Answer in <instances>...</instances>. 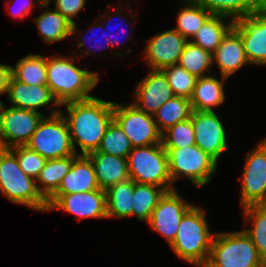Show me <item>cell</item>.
Wrapping results in <instances>:
<instances>
[{
  "label": "cell",
  "instance_id": "17",
  "mask_svg": "<svg viewBox=\"0 0 266 267\" xmlns=\"http://www.w3.org/2000/svg\"><path fill=\"white\" fill-rule=\"evenodd\" d=\"M134 92L132 104L152 116L166 101L175 96L164 72L153 69L138 82Z\"/></svg>",
  "mask_w": 266,
  "mask_h": 267
},
{
  "label": "cell",
  "instance_id": "26",
  "mask_svg": "<svg viewBox=\"0 0 266 267\" xmlns=\"http://www.w3.org/2000/svg\"><path fill=\"white\" fill-rule=\"evenodd\" d=\"M134 181L130 178L108 188L106 193L107 218L132 217Z\"/></svg>",
  "mask_w": 266,
  "mask_h": 267
},
{
  "label": "cell",
  "instance_id": "45",
  "mask_svg": "<svg viewBox=\"0 0 266 267\" xmlns=\"http://www.w3.org/2000/svg\"><path fill=\"white\" fill-rule=\"evenodd\" d=\"M261 267H266V260L265 261H263V263H262V266Z\"/></svg>",
  "mask_w": 266,
  "mask_h": 267
},
{
  "label": "cell",
  "instance_id": "44",
  "mask_svg": "<svg viewBox=\"0 0 266 267\" xmlns=\"http://www.w3.org/2000/svg\"><path fill=\"white\" fill-rule=\"evenodd\" d=\"M41 1V3H51L52 2V0H40Z\"/></svg>",
  "mask_w": 266,
  "mask_h": 267
},
{
  "label": "cell",
  "instance_id": "19",
  "mask_svg": "<svg viewBox=\"0 0 266 267\" xmlns=\"http://www.w3.org/2000/svg\"><path fill=\"white\" fill-rule=\"evenodd\" d=\"M213 65L217 64L220 76L229 78L245 65H250L240 35L232 28L212 54Z\"/></svg>",
  "mask_w": 266,
  "mask_h": 267
},
{
  "label": "cell",
  "instance_id": "37",
  "mask_svg": "<svg viewBox=\"0 0 266 267\" xmlns=\"http://www.w3.org/2000/svg\"><path fill=\"white\" fill-rule=\"evenodd\" d=\"M10 150L16 155L21 170L36 180L44 167L46 159L26 145L12 147Z\"/></svg>",
  "mask_w": 266,
  "mask_h": 267
},
{
  "label": "cell",
  "instance_id": "1",
  "mask_svg": "<svg viewBox=\"0 0 266 267\" xmlns=\"http://www.w3.org/2000/svg\"><path fill=\"white\" fill-rule=\"evenodd\" d=\"M63 114L69 128L74 151L78 155H87L96 151L109 124L113 120L114 102L92 97L82 101L65 104ZM80 148L81 152L77 149Z\"/></svg>",
  "mask_w": 266,
  "mask_h": 267
},
{
  "label": "cell",
  "instance_id": "32",
  "mask_svg": "<svg viewBox=\"0 0 266 267\" xmlns=\"http://www.w3.org/2000/svg\"><path fill=\"white\" fill-rule=\"evenodd\" d=\"M212 15L228 17L233 21L258 11L253 0H196Z\"/></svg>",
  "mask_w": 266,
  "mask_h": 267
},
{
  "label": "cell",
  "instance_id": "35",
  "mask_svg": "<svg viewBox=\"0 0 266 267\" xmlns=\"http://www.w3.org/2000/svg\"><path fill=\"white\" fill-rule=\"evenodd\" d=\"M175 96L191 99L197 78L179 64L162 69Z\"/></svg>",
  "mask_w": 266,
  "mask_h": 267
},
{
  "label": "cell",
  "instance_id": "21",
  "mask_svg": "<svg viewBox=\"0 0 266 267\" xmlns=\"http://www.w3.org/2000/svg\"><path fill=\"white\" fill-rule=\"evenodd\" d=\"M95 170L87 155H78L70 171L63 177L53 194H72L99 190Z\"/></svg>",
  "mask_w": 266,
  "mask_h": 267
},
{
  "label": "cell",
  "instance_id": "7",
  "mask_svg": "<svg viewBox=\"0 0 266 267\" xmlns=\"http://www.w3.org/2000/svg\"><path fill=\"white\" fill-rule=\"evenodd\" d=\"M168 153L169 175L172 184L186 177L197 187L206 186L218 170V163L196 144L184 148H164Z\"/></svg>",
  "mask_w": 266,
  "mask_h": 267
},
{
  "label": "cell",
  "instance_id": "43",
  "mask_svg": "<svg viewBox=\"0 0 266 267\" xmlns=\"http://www.w3.org/2000/svg\"><path fill=\"white\" fill-rule=\"evenodd\" d=\"M258 10H266V0H253Z\"/></svg>",
  "mask_w": 266,
  "mask_h": 267
},
{
  "label": "cell",
  "instance_id": "24",
  "mask_svg": "<svg viewBox=\"0 0 266 267\" xmlns=\"http://www.w3.org/2000/svg\"><path fill=\"white\" fill-rule=\"evenodd\" d=\"M234 21L228 17L212 15L198 30L190 42L213 54L222 39L233 28Z\"/></svg>",
  "mask_w": 266,
  "mask_h": 267
},
{
  "label": "cell",
  "instance_id": "5",
  "mask_svg": "<svg viewBox=\"0 0 266 267\" xmlns=\"http://www.w3.org/2000/svg\"><path fill=\"white\" fill-rule=\"evenodd\" d=\"M263 259L244 230L215 232L207 267H261Z\"/></svg>",
  "mask_w": 266,
  "mask_h": 267
},
{
  "label": "cell",
  "instance_id": "34",
  "mask_svg": "<svg viewBox=\"0 0 266 267\" xmlns=\"http://www.w3.org/2000/svg\"><path fill=\"white\" fill-rule=\"evenodd\" d=\"M133 146L119 124L113 119L96 151L127 158Z\"/></svg>",
  "mask_w": 266,
  "mask_h": 267
},
{
  "label": "cell",
  "instance_id": "27",
  "mask_svg": "<svg viewBox=\"0 0 266 267\" xmlns=\"http://www.w3.org/2000/svg\"><path fill=\"white\" fill-rule=\"evenodd\" d=\"M47 56L28 54L18 59L15 66H11V76L28 85H46Z\"/></svg>",
  "mask_w": 266,
  "mask_h": 267
},
{
  "label": "cell",
  "instance_id": "25",
  "mask_svg": "<svg viewBox=\"0 0 266 267\" xmlns=\"http://www.w3.org/2000/svg\"><path fill=\"white\" fill-rule=\"evenodd\" d=\"M77 156L78 154H75L64 158L46 160L36 179L38 191L46 200L58 189L63 177L70 171Z\"/></svg>",
  "mask_w": 266,
  "mask_h": 267
},
{
  "label": "cell",
  "instance_id": "36",
  "mask_svg": "<svg viewBox=\"0 0 266 267\" xmlns=\"http://www.w3.org/2000/svg\"><path fill=\"white\" fill-rule=\"evenodd\" d=\"M161 143L164 148H184L195 145L194 128L191 117L177 123L161 134Z\"/></svg>",
  "mask_w": 266,
  "mask_h": 267
},
{
  "label": "cell",
  "instance_id": "13",
  "mask_svg": "<svg viewBox=\"0 0 266 267\" xmlns=\"http://www.w3.org/2000/svg\"><path fill=\"white\" fill-rule=\"evenodd\" d=\"M196 145L217 163L228 148L225 127L216 111H192Z\"/></svg>",
  "mask_w": 266,
  "mask_h": 267
},
{
  "label": "cell",
  "instance_id": "9",
  "mask_svg": "<svg viewBox=\"0 0 266 267\" xmlns=\"http://www.w3.org/2000/svg\"><path fill=\"white\" fill-rule=\"evenodd\" d=\"M241 175V207L266 205V137L247 153Z\"/></svg>",
  "mask_w": 266,
  "mask_h": 267
},
{
  "label": "cell",
  "instance_id": "40",
  "mask_svg": "<svg viewBox=\"0 0 266 267\" xmlns=\"http://www.w3.org/2000/svg\"><path fill=\"white\" fill-rule=\"evenodd\" d=\"M55 7L59 13L65 16L69 21L74 24L77 15L83 8H85L86 0H53Z\"/></svg>",
  "mask_w": 266,
  "mask_h": 267
},
{
  "label": "cell",
  "instance_id": "46",
  "mask_svg": "<svg viewBox=\"0 0 266 267\" xmlns=\"http://www.w3.org/2000/svg\"><path fill=\"white\" fill-rule=\"evenodd\" d=\"M195 267H207L206 265H200V266H195Z\"/></svg>",
  "mask_w": 266,
  "mask_h": 267
},
{
  "label": "cell",
  "instance_id": "23",
  "mask_svg": "<svg viewBox=\"0 0 266 267\" xmlns=\"http://www.w3.org/2000/svg\"><path fill=\"white\" fill-rule=\"evenodd\" d=\"M220 79L213 75L197 78L190 99L193 111H215L214 108L224 103L226 99L224 83L228 78L221 76Z\"/></svg>",
  "mask_w": 266,
  "mask_h": 267
},
{
  "label": "cell",
  "instance_id": "29",
  "mask_svg": "<svg viewBox=\"0 0 266 267\" xmlns=\"http://www.w3.org/2000/svg\"><path fill=\"white\" fill-rule=\"evenodd\" d=\"M166 192L162 187L134 182L132 217L148 223L152 211Z\"/></svg>",
  "mask_w": 266,
  "mask_h": 267
},
{
  "label": "cell",
  "instance_id": "4",
  "mask_svg": "<svg viewBox=\"0 0 266 267\" xmlns=\"http://www.w3.org/2000/svg\"><path fill=\"white\" fill-rule=\"evenodd\" d=\"M0 192L13 204L48 211L47 200L38 191L36 180L26 175L18 165L16 155L0 148Z\"/></svg>",
  "mask_w": 266,
  "mask_h": 267
},
{
  "label": "cell",
  "instance_id": "12",
  "mask_svg": "<svg viewBox=\"0 0 266 267\" xmlns=\"http://www.w3.org/2000/svg\"><path fill=\"white\" fill-rule=\"evenodd\" d=\"M47 204L48 211L63 210L74 214L79 221L84 218H107L106 193L101 189L72 194H52L47 199Z\"/></svg>",
  "mask_w": 266,
  "mask_h": 267
},
{
  "label": "cell",
  "instance_id": "11",
  "mask_svg": "<svg viewBox=\"0 0 266 267\" xmlns=\"http://www.w3.org/2000/svg\"><path fill=\"white\" fill-rule=\"evenodd\" d=\"M113 119L119 124L133 147L161 143V133L154 117L142 112L132 103L114 102Z\"/></svg>",
  "mask_w": 266,
  "mask_h": 267
},
{
  "label": "cell",
  "instance_id": "20",
  "mask_svg": "<svg viewBox=\"0 0 266 267\" xmlns=\"http://www.w3.org/2000/svg\"><path fill=\"white\" fill-rule=\"evenodd\" d=\"M44 10L39 16L33 20L37 25V30L47 44L51 45L55 42L63 41L71 36L76 35L79 31L77 23L72 24L69 19L59 13L56 9L51 10L49 3H41L39 5ZM46 9V10H45Z\"/></svg>",
  "mask_w": 266,
  "mask_h": 267
},
{
  "label": "cell",
  "instance_id": "10",
  "mask_svg": "<svg viewBox=\"0 0 266 267\" xmlns=\"http://www.w3.org/2000/svg\"><path fill=\"white\" fill-rule=\"evenodd\" d=\"M36 111L0 105V148L25 146L42 118Z\"/></svg>",
  "mask_w": 266,
  "mask_h": 267
},
{
  "label": "cell",
  "instance_id": "22",
  "mask_svg": "<svg viewBox=\"0 0 266 267\" xmlns=\"http://www.w3.org/2000/svg\"><path fill=\"white\" fill-rule=\"evenodd\" d=\"M90 158L97 183L101 190L106 191L122 181L129 179L127 158L93 151L87 154Z\"/></svg>",
  "mask_w": 266,
  "mask_h": 267
},
{
  "label": "cell",
  "instance_id": "41",
  "mask_svg": "<svg viewBox=\"0 0 266 267\" xmlns=\"http://www.w3.org/2000/svg\"><path fill=\"white\" fill-rule=\"evenodd\" d=\"M9 2L7 3L8 4L7 5V9L9 10L8 15H11V17H15V18L18 17L19 19H23V18L27 17L28 15H30L32 13V9L36 5L35 2L38 3L37 6H39L41 4L40 0H27V1L23 0L22 2H19V4H20L19 8L18 9H16V8L14 9L13 8L14 7L13 3L15 1L14 0H9Z\"/></svg>",
  "mask_w": 266,
  "mask_h": 267
},
{
  "label": "cell",
  "instance_id": "31",
  "mask_svg": "<svg viewBox=\"0 0 266 267\" xmlns=\"http://www.w3.org/2000/svg\"><path fill=\"white\" fill-rule=\"evenodd\" d=\"M246 226L252 223V227L243 229L255 245L259 256L266 260V205H249L242 207Z\"/></svg>",
  "mask_w": 266,
  "mask_h": 267
},
{
  "label": "cell",
  "instance_id": "42",
  "mask_svg": "<svg viewBox=\"0 0 266 267\" xmlns=\"http://www.w3.org/2000/svg\"><path fill=\"white\" fill-rule=\"evenodd\" d=\"M11 78V66L0 63V96L2 94H8L9 81ZM0 99V105L2 104Z\"/></svg>",
  "mask_w": 266,
  "mask_h": 267
},
{
  "label": "cell",
  "instance_id": "14",
  "mask_svg": "<svg viewBox=\"0 0 266 267\" xmlns=\"http://www.w3.org/2000/svg\"><path fill=\"white\" fill-rule=\"evenodd\" d=\"M192 206L183 199L177 189L168 191L159 200L147 224L170 245L178 233L182 217Z\"/></svg>",
  "mask_w": 266,
  "mask_h": 267
},
{
  "label": "cell",
  "instance_id": "3",
  "mask_svg": "<svg viewBox=\"0 0 266 267\" xmlns=\"http://www.w3.org/2000/svg\"><path fill=\"white\" fill-rule=\"evenodd\" d=\"M206 209L193 205L182 217L178 233L169 245L181 260L194 266L206 265L215 233L210 232Z\"/></svg>",
  "mask_w": 266,
  "mask_h": 267
},
{
  "label": "cell",
  "instance_id": "33",
  "mask_svg": "<svg viewBox=\"0 0 266 267\" xmlns=\"http://www.w3.org/2000/svg\"><path fill=\"white\" fill-rule=\"evenodd\" d=\"M212 54L200 46L188 41L183 49L178 64L196 78L213 74Z\"/></svg>",
  "mask_w": 266,
  "mask_h": 267
},
{
  "label": "cell",
  "instance_id": "16",
  "mask_svg": "<svg viewBox=\"0 0 266 267\" xmlns=\"http://www.w3.org/2000/svg\"><path fill=\"white\" fill-rule=\"evenodd\" d=\"M233 29L242 39L249 63L266 66V10L234 21Z\"/></svg>",
  "mask_w": 266,
  "mask_h": 267
},
{
  "label": "cell",
  "instance_id": "28",
  "mask_svg": "<svg viewBox=\"0 0 266 267\" xmlns=\"http://www.w3.org/2000/svg\"><path fill=\"white\" fill-rule=\"evenodd\" d=\"M192 111L189 99L174 96L166 101L153 117L159 132L162 134L173 125L188 120Z\"/></svg>",
  "mask_w": 266,
  "mask_h": 267
},
{
  "label": "cell",
  "instance_id": "8",
  "mask_svg": "<svg viewBox=\"0 0 266 267\" xmlns=\"http://www.w3.org/2000/svg\"><path fill=\"white\" fill-rule=\"evenodd\" d=\"M26 146L46 160L75 155L68 124L61 112L42 118Z\"/></svg>",
  "mask_w": 266,
  "mask_h": 267
},
{
  "label": "cell",
  "instance_id": "6",
  "mask_svg": "<svg viewBox=\"0 0 266 267\" xmlns=\"http://www.w3.org/2000/svg\"><path fill=\"white\" fill-rule=\"evenodd\" d=\"M131 180L164 188L176 189L169 175L168 153L162 143L133 147L127 157Z\"/></svg>",
  "mask_w": 266,
  "mask_h": 267
},
{
  "label": "cell",
  "instance_id": "39",
  "mask_svg": "<svg viewBox=\"0 0 266 267\" xmlns=\"http://www.w3.org/2000/svg\"><path fill=\"white\" fill-rule=\"evenodd\" d=\"M94 21H95V22H93V26H94V27L92 26V27H90V29H89V27L87 26L88 30L86 31V35H87V33L91 32V30H92V32L94 33V34H93V33H92V34H93V36L95 37V35H96V30H95V29L98 28V31H99V28H100V30H102V31L104 30L103 37L105 38V41H106V42H104V41H103V42L106 44V46H102L104 43H102V44L100 43L101 45H100V44H99L100 46L97 45V46H98V49H97V48H95L97 43H95V44L93 43V44H90L91 46L89 47V49H88V48H87V50H86V49H82V48L84 47V45H86V44H85L86 41L89 40V39L91 40V38H92V37H89V39L86 40V36H83V35H82L80 38H79V37L77 38V39H79V40H77L78 42L75 44L76 47H77L78 49L82 47L81 50H80V52H82L83 50H85V51H83L84 54L81 55V58H83L84 55L87 56V55H90V54H92V55L95 56L97 50L100 49V51H101V50L109 49V48L111 47V46H110V43H109L110 40L108 39V35L105 34L106 32H105V28H104L102 22H101V21H98V18H97V19H94ZM98 22H100V23L97 25ZM94 37H93V38H94ZM93 38H92V39H93ZM95 38H96V37H95ZM97 41H98V40H97ZM91 42H93V41L91 40ZM105 44H104V45H105ZM86 46H87V45H86ZM87 47H88V46H87ZM99 47H100V48H99ZM92 49H93V50H92ZM95 50H96V51H95ZM93 52H94L95 54H94Z\"/></svg>",
  "mask_w": 266,
  "mask_h": 267
},
{
  "label": "cell",
  "instance_id": "2",
  "mask_svg": "<svg viewBox=\"0 0 266 267\" xmlns=\"http://www.w3.org/2000/svg\"><path fill=\"white\" fill-rule=\"evenodd\" d=\"M71 56H47V83L55 100L60 104L82 101L94 96L90 92L100 81L99 72L76 66L74 52Z\"/></svg>",
  "mask_w": 266,
  "mask_h": 267
},
{
  "label": "cell",
  "instance_id": "38",
  "mask_svg": "<svg viewBox=\"0 0 266 267\" xmlns=\"http://www.w3.org/2000/svg\"><path fill=\"white\" fill-rule=\"evenodd\" d=\"M112 9V7L110 6V5H108V6H106L105 7V10H107L106 11V14H104V15H99L97 18H98V20L99 21H102L103 23V26H104V28H105V31H107V35H108V39L110 40L109 41V43H110V46H111V48H115V47H119V44L121 45V44H123L124 42H119V40H117V38L115 37V38H112L113 37V35H111V34H109L110 33V25H109V22L110 21H112V18H113V16L116 18V17H118V18H120V20H119V25H123V23L122 22H126L127 21V25L129 26V24H132L134 21L133 20H135L134 19V14L131 12V13H129L130 14V21L132 20V22L131 23H129L128 21L129 20H126L127 18H125L124 16H125V14L124 15H122V12H123V6L121 5V7H117V8H113V11H117L116 13H114V15L113 14H111V12H112V10L110 9V8ZM111 11L110 12V14H108L109 13V10ZM118 10L119 11H122L120 14H118L119 12H118ZM116 14V15H115ZM108 19V20H105V19ZM114 19V18H113ZM122 19V20H121ZM107 23H108V25H107ZM118 25V24H117ZM107 26V27H106ZM123 30H124V28H122ZM112 32V31H111ZM115 36V35H114ZM128 37V36H127Z\"/></svg>",
  "mask_w": 266,
  "mask_h": 267
},
{
  "label": "cell",
  "instance_id": "30",
  "mask_svg": "<svg viewBox=\"0 0 266 267\" xmlns=\"http://www.w3.org/2000/svg\"><path fill=\"white\" fill-rule=\"evenodd\" d=\"M182 6H180L174 29L190 41V38L194 37L212 14L196 1L184 0V5Z\"/></svg>",
  "mask_w": 266,
  "mask_h": 267
},
{
  "label": "cell",
  "instance_id": "18",
  "mask_svg": "<svg viewBox=\"0 0 266 267\" xmlns=\"http://www.w3.org/2000/svg\"><path fill=\"white\" fill-rule=\"evenodd\" d=\"M7 99L9 106L27 109L41 113L39 108L46 107L49 116L60 112V104L55 100L50 88L47 85H28L15 80L12 76L9 81ZM50 105L56 109H50Z\"/></svg>",
  "mask_w": 266,
  "mask_h": 267
},
{
  "label": "cell",
  "instance_id": "15",
  "mask_svg": "<svg viewBox=\"0 0 266 267\" xmlns=\"http://www.w3.org/2000/svg\"><path fill=\"white\" fill-rule=\"evenodd\" d=\"M144 61L150 69L162 70L165 67L178 64L185 44L188 40L174 28L157 33L152 38L144 40Z\"/></svg>",
  "mask_w": 266,
  "mask_h": 267
}]
</instances>
